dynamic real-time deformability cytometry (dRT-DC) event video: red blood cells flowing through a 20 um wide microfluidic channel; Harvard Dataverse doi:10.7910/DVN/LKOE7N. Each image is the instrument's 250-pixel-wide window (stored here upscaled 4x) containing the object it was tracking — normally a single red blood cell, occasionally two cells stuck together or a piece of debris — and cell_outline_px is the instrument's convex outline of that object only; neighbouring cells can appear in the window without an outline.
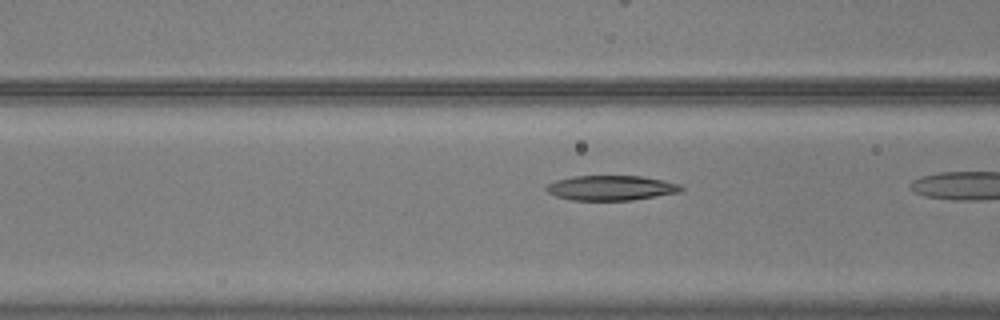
{"species": "common noctule bat (a hibernating species)", "species_latin": "Nyctalus noctula", "temperature_condition": "warm", "stored_images_in_passage": 21, "camera_frame_rate_fps": 3000, "um_per_image_px": 0.085, "animal": {"sex": "male", "body_mass_g": 20.5, "forearm_length_mm": 52.5}, "frame": {"image": 1, "passage_image": 18, "time_ms": 5.667, "image_size_px": [1000, 320], "cell_outline_px": [[684, 188], [680, 192], [632, 200], [572, 200], [556, 196], [548, 192], [544, 188], [544, 184], [556, 180], [572, 176], [640, 176], [664, 180], [680, 184]], "centroid_in_image_um": [51.91, 15.96], "position_along_channel_um": 114.7, "area_um2": 19.65}}